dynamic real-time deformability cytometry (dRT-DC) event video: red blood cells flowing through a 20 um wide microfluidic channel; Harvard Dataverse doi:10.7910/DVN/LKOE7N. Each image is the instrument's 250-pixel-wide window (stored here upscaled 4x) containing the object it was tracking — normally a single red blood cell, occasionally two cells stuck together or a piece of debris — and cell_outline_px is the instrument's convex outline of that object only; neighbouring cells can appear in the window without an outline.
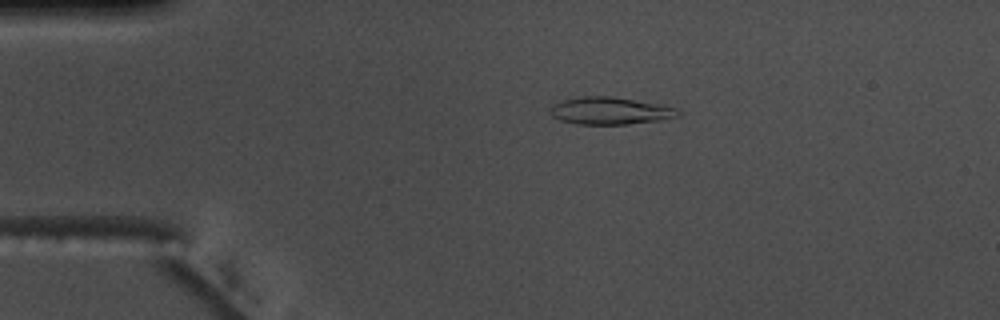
{"species": "common noctule bat (a hibernating species)", "species_latin": "Nyctalus noctula", "temperature_condition": "warm", "stored_images_in_passage": 54, "camera_frame_rate_fps": 3000, "um_per_image_px": 0.085, "animal": {"sex": "male", "body_mass_g": 17.5, "forearm_length_mm": 52.3}, "frame": {"image": 1, "passage_image": 11, "time_ms": 3.333, "image_size_px": [1000, 320], "cell_outline_px": [[684, 112], [680, 116], [660, 120], [628, 124], [576, 124], [560, 120], [552, 116], [552, 104], [560, 100], [584, 96], [612, 96], [656, 104], [676, 108]], "centroid_in_image_um": [51.87, 9.42], "position_along_channel_um": 33.1, "area_um2": 20.29}}
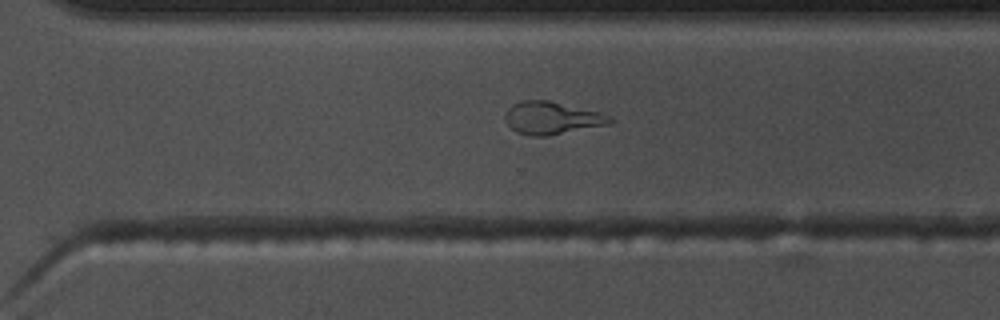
{"frame": {"image": 2, "passage_image": 38, "time_ms": 12.333, "image_size_px": [1000, 320], "cell_outline_px": [[612, 120], [608, 124], [548, 136], [532, 136], [516, 132], [504, 120], [504, 116], [508, 108], [512, 104], [524, 100], [548, 100], [600, 112], [612, 116]], "centroid_in_image_um": [46.88, 10.03], "position_along_channel_um": 323.7, "area_um2": 19.83}}
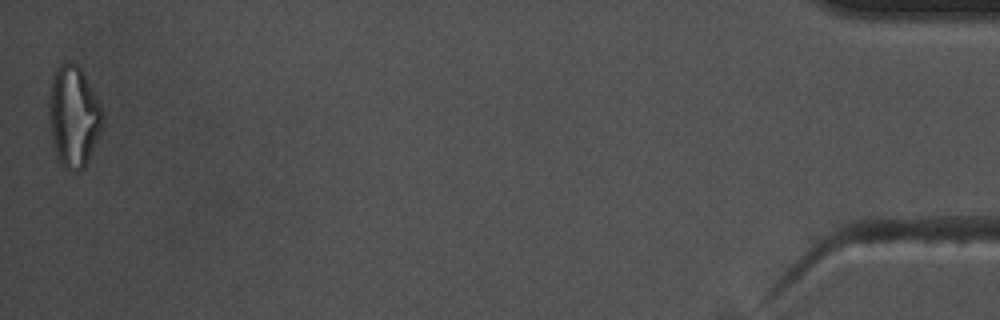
{"frame": {"image": 3, "passage_image": 54, "time_ms": 17.667, "image_size_px": [1000, 320], "cell_outline_px": [[104, 124], [88, 160], [84, 168], [76, 172], [72, 172], [64, 168], [60, 164], [56, 152], [48, 120], [48, 104], [52, 76], [56, 68], [60, 64], [68, 60], [72, 60], [80, 68], [96, 96], [104, 112]], "centroid_in_image_um": [6.25, 9.89], "position_along_channel_um": 428.9, "area_um2": 31.91}, "authors_computed_cell_mechanics": {"area_um2": 20.2878, "velocity_mm_per_s": 3.7328, "shape_relaxation_time_tau1_ms": 7.9055, "shape_relaxation_time_tau2_ms": 1.2856, "deformation_change_tau1": 0.2667, "deformation_change_tau2": 0.0766}}